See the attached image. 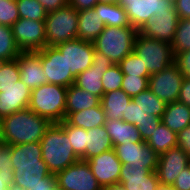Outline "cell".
I'll return each mask as SVG.
<instances>
[{
  "instance_id": "obj_59",
  "label": "cell",
  "mask_w": 190,
  "mask_h": 190,
  "mask_svg": "<svg viewBox=\"0 0 190 190\" xmlns=\"http://www.w3.org/2000/svg\"><path fill=\"white\" fill-rule=\"evenodd\" d=\"M51 190H62V189L57 184H55Z\"/></svg>"
},
{
  "instance_id": "obj_46",
  "label": "cell",
  "mask_w": 190,
  "mask_h": 190,
  "mask_svg": "<svg viewBox=\"0 0 190 190\" xmlns=\"http://www.w3.org/2000/svg\"><path fill=\"white\" fill-rule=\"evenodd\" d=\"M10 168H13L11 151L4 145L0 149V172L9 171Z\"/></svg>"
},
{
  "instance_id": "obj_43",
  "label": "cell",
  "mask_w": 190,
  "mask_h": 190,
  "mask_svg": "<svg viewBox=\"0 0 190 190\" xmlns=\"http://www.w3.org/2000/svg\"><path fill=\"white\" fill-rule=\"evenodd\" d=\"M174 63L178 66L180 73L190 78V50L174 53Z\"/></svg>"
},
{
  "instance_id": "obj_8",
  "label": "cell",
  "mask_w": 190,
  "mask_h": 190,
  "mask_svg": "<svg viewBox=\"0 0 190 190\" xmlns=\"http://www.w3.org/2000/svg\"><path fill=\"white\" fill-rule=\"evenodd\" d=\"M11 29L21 52L40 51L46 46L45 21L19 18Z\"/></svg>"
},
{
  "instance_id": "obj_10",
  "label": "cell",
  "mask_w": 190,
  "mask_h": 190,
  "mask_svg": "<svg viewBox=\"0 0 190 190\" xmlns=\"http://www.w3.org/2000/svg\"><path fill=\"white\" fill-rule=\"evenodd\" d=\"M40 59L47 83L69 87L75 78L71 75L65 57L55 46H45L40 50Z\"/></svg>"
},
{
  "instance_id": "obj_7",
  "label": "cell",
  "mask_w": 190,
  "mask_h": 190,
  "mask_svg": "<svg viewBox=\"0 0 190 190\" xmlns=\"http://www.w3.org/2000/svg\"><path fill=\"white\" fill-rule=\"evenodd\" d=\"M45 28L46 46H56L77 39L78 11L68 4L58 10L48 12Z\"/></svg>"
},
{
  "instance_id": "obj_9",
  "label": "cell",
  "mask_w": 190,
  "mask_h": 190,
  "mask_svg": "<svg viewBox=\"0 0 190 190\" xmlns=\"http://www.w3.org/2000/svg\"><path fill=\"white\" fill-rule=\"evenodd\" d=\"M55 177L62 190H101L90 165L82 159L58 172Z\"/></svg>"
},
{
  "instance_id": "obj_57",
  "label": "cell",
  "mask_w": 190,
  "mask_h": 190,
  "mask_svg": "<svg viewBox=\"0 0 190 190\" xmlns=\"http://www.w3.org/2000/svg\"><path fill=\"white\" fill-rule=\"evenodd\" d=\"M7 190H24V189L16 187V186H12V187H9Z\"/></svg>"
},
{
  "instance_id": "obj_49",
  "label": "cell",
  "mask_w": 190,
  "mask_h": 190,
  "mask_svg": "<svg viewBox=\"0 0 190 190\" xmlns=\"http://www.w3.org/2000/svg\"><path fill=\"white\" fill-rule=\"evenodd\" d=\"M46 10L51 12L63 8L69 4V0H37Z\"/></svg>"
},
{
  "instance_id": "obj_2",
  "label": "cell",
  "mask_w": 190,
  "mask_h": 190,
  "mask_svg": "<svg viewBox=\"0 0 190 190\" xmlns=\"http://www.w3.org/2000/svg\"><path fill=\"white\" fill-rule=\"evenodd\" d=\"M51 123L29 108L2 118V141L5 146L40 142Z\"/></svg>"
},
{
  "instance_id": "obj_11",
  "label": "cell",
  "mask_w": 190,
  "mask_h": 190,
  "mask_svg": "<svg viewBox=\"0 0 190 190\" xmlns=\"http://www.w3.org/2000/svg\"><path fill=\"white\" fill-rule=\"evenodd\" d=\"M183 79L178 66L173 63L163 71L150 75L148 88L166 104L176 102Z\"/></svg>"
},
{
  "instance_id": "obj_54",
  "label": "cell",
  "mask_w": 190,
  "mask_h": 190,
  "mask_svg": "<svg viewBox=\"0 0 190 190\" xmlns=\"http://www.w3.org/2000/svg\"><path fill=\"white\" fill-rule=\"evenodd\" d=\"M156 190H175L172 185L159 184Z\"/></svg>"
},
{
  "instance_id": "obj_50",
  "label": "cell",
  "mask_w": 190,
  "mask_h": 190,
  "mask_svg": "<svg viewBox=\"0 0 190 190\" xmlns=\"http://www.w3.org/2000/svg\"><path fill=\"white\" fill-rule=\"evenodd\" d=\"M99 3V0H69V5L77 11L88 10L94 8Z\"/></svg>"
},
{
  "instance_id": "obj_3",
  "label": "cell",
  "mask_w": 190,
  "mask_h": 190,
  "mask_svg": "<svg viewBox=\"0 0 190 190\" xmlns=\"http://www.w3.org/2000/svg\"><path fill=\"white\" fill-rule=\"evenodd\" d=\"M40 144L42 159L53 175L80 160L71 146L67 133L58 123H51L41 138Z\"/></svg>"
},
{
  "instance_id": "obj_25",
  "label": "cell",
  "mask_w": 190,
  "mask_h": 190,
  "mask_svg": "<svg viewBox=\"0 0 190 190\" xmlns=\"http://www.w3.org/2000/svg\"><path fill=\"white\" fill-rule=\"evenodd\" d=\"M161 122L178 134L190 125V107L178 101L167 103Z\"/></svg>"
},
{
  "instance_id": "obj_48",
  "label": "cell",
  "mask_w": 190,
  "mask_h": 190,
  "mask_svg": "<svg viewBox=\"0 0 190 190\" xmlns=\"http://www.w3.org/2000/svg\"><path fill=\"white\" fill-rule=\"evenodd\" d=\"M177 101L190 107V78L184 77Z\"/></svg>"
},
{
  "instance_id": "obj_47",
  "label": "cell",
  "mask_w": 190,
  "mask_h": 190,
  "mask_svg": "<svg viewBox=\"0 0 190 190\" xmlns=\"http://www.w3.org/2000/svg\"><path fill=\"white\" fill-rule=\"evenodd\" d=\"M173 5L179 19H190V0H175Z\"/></svg>"
},
{
  "instance_id": "obj_53",
  "label": "cell",
  "mask_w": 190,
  "mask_h": 190,
  "mask_svg": "<svg viewBox=\"0 0 190 190\" xmlns=\"http://www.w3.org/2000/svg\"><path fill=\"white\" fill-rule=\"evenodd\" d=\"M101 190H126L121 184H112L101 187Z\"/></svg>"
},
{
  "instance_id": "obj_45",
  "label": "cell",
  "mask_w": 190,
  "mask_h": 190,
  "mask_svg": "<svg viewBox=\"0 0 190 190\" xmlns=\"http://www.w3.org/2000/svg\"><path fill=\"white\" fill-rule=\"evenodd\" d=\"M177 146L190 156V125L177 134Z\"/></svg>"
},
{
  "instance_id": "obj_6",
  "label": "cell",
  "mask_w": 190,
  "mask_h": 190,
  "mask_svg": "<svg viewBox=\"0 0 190 190\" xmlns=\"http://www.w3.org/2000/svg\"><path fill=\"white\" fill-rule=\"evenodd\" d=\"M134 53L142 59L144 68L150 75L161 72L174 63V52L170 43L148 38L137 33L134 41Z\"/></svg>"
},
{
  "instance_id": "obj_58",
  "label": "cell",
  "mask_w": 190,
  "mask_h": 190,
  "mask_svg": "<svg viewBox=\"0 0 190 190\" xmlns=\"http://www.w3.org/2000/svg\"><path fill=\"white\" fill-rule=\"evenodd\" d=\"M0 140H2V118H0Z\"/></svg>"
},
{
  "instance_id": "obj_60",
  "label": "cell",
  "mask_w": 190,
  "mask_h": 190,
  "mask_svg": "<svg viewBox=\"0 0 190 190\" xmlns=\"http://www.w3.org/2000/svg\"><path fill=\"white\" fill-rule=\"evenodd\" d=\"M4 146V143L2 140H0V149Z\"/></svg>"
},
{
  "instance_id": "obj_13",
  "label": "cell",
  "mask_w": 190,
  "mask_h": 190,
  "mask_svg": "<svg viewBox=\"0 0 190 190\" xmlns=\"http://www.w3.org/2000/svg\"><path fill=\"white\" fill-rule=\"evenodd\" d=\"M65 57L71 75L76 78L78 74L87 70L93 63L94 45L81 39L70 40L55 46Z\"/></svg>"
},
{
  "instance_id": "obj_36",
  "label": "cell",
  "mask_w": 190,
  "mask_h": 190,
  "mask_svg": "<svg viewBox=\"0 0 190 190\" xmlns=\"http://www.w3.org/2000/svg\"><path fill=\"white\" fill-rule=\"evenodd\" d=\"M171 46L174 53L190 50V19H179Z\"/></svg>"
},
{
  "instance_id": "obj_51",
  "label": "cell",
  "mask_w": 190,
  "mask_h": 190,
  "mask_svg": "<svg viewBox=\"0 0 190 190\" xmlns=\"http://www.w3.org/2000/svg\"><path fill=\"white\" fill-rule=\"evenodd\" d=\"M14 169L10 168L9 171L0 172V190H7L13 186Z\"/></svg>"
},
{
  "instance_id": "obj_34",
  "label": "cell",
  "mask_w": 190,
  "mask_h": 190,
  "mask_svg": "<svg viewBox=\"0 0 190 190\" xmlns=\"http://www.w3.org/2000/svg\"><path fill=\"white\" fill-rule=\"evenodd\" d=\"M20 18L45 21L47 12L37 0H16Z\"/></svg>"
},
{
  "instance_id": "obj_12",
  "label": "cell",
  "mask_w": 190,
  "mask_h": 190,
  "mask_svg": "<svg viewBox=\"0 0 190 190\" xmlns=\"http://www.w3.org/2000/svg\"><path fill=\"white\" fill-rule=\"evenodd\" d=\"M113 149L122 165L144 167L156 172L159 155L146 142L113 145Z\"/></svg>"
},
{
  "instance_id": "obj_27",
  "label": "cell",
  "mask_w": 190,
  "mask_h": 190,
  "mask_svg": "<svg viewBox=\"0 0 190 190\" xmlns=\"http://www.w3.org/2000/svg\"><path fill=\"white\" fill-rule=\"evenodd\" d=\"M65 121L69 125L83 128L85 130L93 129L105 125L104 110L101 106L92 107L87 110L70 113Z\"/></svg>"
},
{
  "instance_id": "obj_40",
  "label": "cell",
  "mask_w": 190,
  "mask_h": 190,
  "mask_svg": "<svg viewBox=\"0 0 190 190\" xmlns=\"http://www.w3.org/2000/svg\"><path fill=\"white\" fill-rule=\"evenodd\" d=\"M19 18L16 0H0V25L11 27Z\"/></svg>"
},
{
  "instance_id": "obj_28",
  "label": "cell",
  "mask_w": 190,
  "mask_h": 190,
  "mask_svg": "<svg viewBox=\"0 0 190 190\" xmlns=\"http://www.w3.org/2000/svg\"><path fill=\"white\" fill-rule=\"evenodd\" d=\"M94 9L105 26L132 27L124 7L118 3H98Z\"/></svg>"
},
{
  "instance_id": "obj_42",
  "label": "cell",
  "mask_w": 190,
  "mask_h": 190,
  "mask_svg": "<svg viewBox=\"0 0 190 190\" xmlns=\"http://www.w3.org/2000/svg\"><path fill=\"white\" fill-rule=\"evenodd\" d=\"M160 123L161 118L154 115H149L147 119L141 122V125L137 126V129L144 142H146L151 137V135H153V131L157 129Z\"/></svg>"
},
{
  "instance_id": "obj_32",
  "label": "cell",
  "mask_w": 190,
  "mask_h": 190,
  "mask_svg": "<svg viewBox=\"0 0 190 190\" xmlns=\"http://www.w3.org/2000/svg\"><path fill=\"white\" fill-rule=\"evenodd\" d=\"M68 135V139L71 142V146L75 154L82 160L86 161V136L87 130L69 125L65 120L58 123Z\"/></svg>"
},
{
  "instance_id": "obj_20",
  "label": "cell",
  "mask_w": 190,
  "mask_h": 190,
  "mask_svg": "<svg viewBox=\"0 0 190 190\" xmlns=\"http://www.w3.org/2000/svg\"><path fill=\"white\" fill-rule=\"evenodd\" d=\"M119 184L126 190H156L160 183L156 172L144 167L122 165Z\"/></svg>"
},
{
  "instance_id": "obj_16",
  "label": "cell",
  "mask_w": 190,
  "mask_h": 190,
  "mask_svg": "<svg viewBox=\"0 0 190 190\" xmlns=\"http://www.w3.org/2000/svg\"><path fill=\"white\" fill-rule=\"evenodd\" d=\"M188 165L190 156L178 146L160 154L156 168L159 183L173 186L179 174Z\"/></svg>"
},
{
  "instance_id": "obj_56",
  "label": "cell",
  "mask_w": 190,
  "mask_h": 190,
  "mask_svg": "<svg viewBox=\"0 0 190 190\" xmlns=\"http://www.w3.org/2000/svg\"><path fill=\"white\" fill-rule=\"evenodd\" d=\"M136 0H118V4H120L121 6H124L125 4L129 3V2H133Z\"/></svg>"
},
{
  "instance_id": "obj_18",
  "label": "cell",
  "mask_w": 190,
  "mask_h": 190,
  "mask_svg": "<svg viewBox=\"0 0 190 190\" xmlns=\"http://www.w3.org/2000/svg\"><path fill=\"white\" fill-rule=\"evenodd\" d=\"M173 6L169 0H136L125 4L126 11L132 27L138 31L149 22L154 14L168 11Z\"/></svg>"
},
{
  "instance_id": "obj_19",
  "label": "cell",
  "mask_w": 190,
  "mask_h": 190,
  "mask_svg": "<svg viewBox=\"0 0 190 190\" xmlns=\"http://www.w3.org/2000/svg\"><path fill=\"white\" fill-rule=\"evenodd\" d=\"M30 99L31 90L20 80L7 88H0V118L28 108Z\"/></svg>"
},
{
  "instance_id": "obj_26",
  "label": "cell",
  "mask_w": 190,
  "mask_h": 190,
  "mask_svg": "<svg viewBox=\"0 0 190 190\" xmlns=\"http://www.w3.org/2000/svg\"><path fill=\"white\" fill-rule=\"evenodd\" d=\"M101 98L78 88L74 84L67 87L66 95V117L70 113L87 110L92 107L99 106Z\"/></svg>"
},
{
  "instance_id": "obj_24",
  "label": "cell",
  "mask_w": 190,
  "mask_h": 190,
  "mask_svg": "<svg viewBox=\"0 0 190 190\" xmlns=\"http://www.w3.org/2000/svg\"><path fill=\"white\" fill-rule=\"evenodd\" d=\"M113 145L144 142L136 126L123 120H106L105 125Z\"/></svg>"
},
{
  "instance_id": "obj_23",
  "label": "cell",
  "mask_w": 190,
  "mask_h": 190,
  "mask_svg": "<svg viewBox=\"0 0 190 190\" xmlns=\"http://www.w3.org/2000/svg\"><path fill=\"white\" fill-rule=\"evenodd\" d=\"M104 27L105 25L100 21L99 13L94 8L78 11L77 39L93 43Z\"/></svg>"
},
{
  "instance_id": "obj_5",
  "label": "cell",
  "mask_w": 190,
  "mask_h": 190,
  "mask_svg": "<svg viewBox=\"0 0 190 190\" xmlns=\"http://www.w3.org/2000/svg\"><path fill=\"white\" fill-rule=\"evenodd\" d=\"M138 30L134 27L105 26L93 42L94 49L109 58L113 64H119L133 52Z\"/></svg>"
},
{
  "instance_id": "obj_39",
  "label": "cell",
  "mask_w": 190,
  "mask_h": 190,
  "mask_svg": "<svg viewBox=\"0 0 190 190\" xmlns=\"http://www.w3.org/2000/svg\"><path fill=\"white\" fill-rule=\"evenodd\" d=\"M149 87V77L124 76L121 89L134 98Z\"/></svg>"
},
{
  "instance_id": "obj_41",
  "label": "cell",
  "mask_w": 190,
  "mask_h": 190,
  "mask_svg": "<svg viewBox=\"0 0 190 190\" xmlns=\"http://www.w3.org/2000/svg\"><path fill=\"white\" fill-rule=\"evenodd\" d=\"M148 116L149 114L141 110V108L138 105L134 104V102L131 101L128 104L127 109L123 115V121L128 122L137 127L141 125V122L147 119Z\"/></svg>"
},
{
  "instance_id": "obj_1",
  "label": "cell",
  "mask_w": 190,
  "mask_h": 190,
  "mask_svg": "<svg viewBox=\"0 0 190 190\" xmlns=\"http://www.w3.org/2000/svg\"><path fill=\"white\" fill-rule=\"evenodd\" d=\"M11 151L14 169L13 186L27 190L36 185H47L55 176L42 159L40 142L7 146Z\"/></svg>"
},
{
  "instance_id": "obj_22",
  "label": "cell",
  "mask_w": 190,
  "mask_h": 190,
  "mask_svg": "<svg viewBox=\"0 0 190 190\" xmlns=\"http://www.w3.org/2000/svg\"><path fill=\"white\" fill-rule=\"evenodd\" d=\"M132 98L122 89L104 93L101 97V106L105 120H123V115Z\"/></svg>"
},
{
  "instance_id": "obj_15",
  "label": "cell",
  "mask_w": 190,
  "mask_h": 190,
  "mask_svg": "<svg viewBox=\"0 0 190 190\" xmlns=\"http://www.w3.org/2000/svg\"><path fill=\"white\" fill-rule=\"evenodd\" d=\"M112 65L109 58L94 49L92 66L77 75L74 85L101 98L104 94L102 76Z\"/></svg>"
},
{
  "instance_id": "obj_17",
  "label": "cell",
  "mask_w": 190,
  "mask_h": 190,
  "mask_svg": "<svg viewBox=\"0 0 190 190\" xmlns=\"http://www.w3.org/2000/svg\"><path fill=\"white\" fill-rule=\"evenodd\" d=\"M93 175L101 187L119 183L122 163L114 149L102 152L87 160Z\"/></svg>"
},
{
  "instance_id": "obj_30",
  "label": "cell",
  "mask_w": 190,
  "mask_h": 190,
  "mask_svg": "<svg viewBox=\"0 0 190 190\" xmlns=\"http://www.w3.org/2000/svg\"><path fill=\"white\" fill-rule=\"evenodd\" d=\"M146 144L160 155L171 148L177 147V134L161 122L157 129L153 131V135L146 141Z\"/></svg>"
},
{
  "instance_id": "obj_33",
  "label": "cell",
  "mask_w": 190,
  "mask_h": 190,
  "mask_svg": "<svg viewBox=\"0 0 190 190\" xmlns=\"http://www.w3.org/2000/svg\"><path fill=\"white\" fill-rule=\"evenodd\" d=\"M21 51L17 47L10 26L0 25V59L11 61L18 58Z\"/></svg>"
},
{
  "instance_id": "obj_61",
  "label": "cell",
  "mask_w": 190,
  "mask_h": 190,
  "mask_svg": "<svg viewBox=\"0 0 190 190\" xmlns=\"http://www.w3.org/2000/svg\"><path fill=\"white\" fill-rule=\"evenodd\" d=\"M4 62H5L4 60L0 59V68L3 65Z\"/></svg>"
},
{
  "instance_id": "obj_44",
  "label": "cell",
  "mask_w": 190,
  "mask_h": 190,
  "mask_svg": "<svg viewBox=\"0 0 190 190\" xmlns=\"http://www.w3.org/2000/svg\"><path fill=\"white\" fill-rule=\"evenodd\" d=\"M173 188L175 190H190V165L179 174Z\"/></svg>"
},
{
  "instance_id": "obj_52",
  "label": "cell",
  "mask_w": 190,
  "mask_h": 190,
  "mask_svg": "<svg viewBox=\"0 0 190 190\" xmlns=\"http://www.w3.org/2000/svg\"><path fill=\"white\" fill-rule=\"evenodd\" d=\"M56 184V177L54 176L47 185H36L28 188L27 190H51Z\"/></svg>"
},
{
  "instance_id": "obj_4",
  "label": "cell",
  "mask_w": 190,
  "mask_h": 190,
  "mask_svg": "<svg viewBox=\"0 0 190 190\" xmlns=\"http://www.w3.org/2000/svg\"><path fill=\"white\" fill-rule=\"evenodd\" d=\"M67 87L45 83L31 90L29 109L50 123H60L66 118Z\"/></svg>"
},
{
  "instance_id": "obj_35",
  "label": "cell",
  "mask_w": 190,
  "mask_h": 190,
  "mask_svg": "<svg viewBox=\"0 0 190 190\" xmlns=\"http://www.w3.org/2000/svg\"><path fill=\"white\" fill-rule=\"evenodd\" d=\"M118 65L124 76L150 77L147 69L144 68L142 59L134 51L128 54Z\"/></svg>"
},
{
  "instance_id": "obj_29",
  "label": "cell",
  "mask_w": 190,
  "mask_h": 190,
  "mask_svg": "<svg viewBox=\"0 0 190 190\" xmlns=\"http://www.w3.org/2000/svg\"><path fill=\"white\" fill-rule=\"evenodd\" d=\"M87 134L86 161L94 156H98L102 152L113 149V144L105 126L88 129Z\"/></svg>"
},
{
  "instance_id": "obj_14",
  "label": "cell",
  "mask_w": 190,
  "mask_h": 190,
  "mask_svg": "<svg viewBox=\"0 0 190 190\" xmlns=\"http://www.w3.org/2000/svg\"><path fill=\"white\" fill-rule=\"evenodd\" d=\"M179 16L174 5L168 11L154 14L138 32L145 37L172 43L178 26Z\"/></svg>"
},
{
  "instance_id": "obj_38",
  "label": "cell",
  "mask_w": 190,
  "mask_h": 190,
  "mask_svg": "<svg viewBox=\"0 0 190 190\" xmlns=\"http://www.w3.org/2000/svg\"><path fill=\"white\" fill-rule=\"evenodd\" d=\"M124 74L118 64H113L102 76L104 93L121 89Z\"/></svg>"
},
{
  "instance_id": "obj_55",
  "label": "cell",
  "mask_w": 190,
  "mask_h": 190,
  "mask_svg": "<svg viewBox=\"0 0 190 190\" xmlns=\"http://www.w3.org/2000/svg\"><path fill=\"white\" fill-rule=\"evenodd\" d=\"M99 3L112 4L118 3V0H99Z\"/></svg>"
},
{
  "instance_id": "obj_37",
  "label": "cell",
  "mask_w": 190,
  "mask_h": 190,
  "mask_svg": "<svg viewBox=\"0 0 190 190\" xmlns=\"http://www.w3.org/2000/svg\"><path fill=\"white\" fill-rule=\"evenodd\" d=\"M20 67L17 60L5 61L0 68V88H7L20 80Z\"/></svg>"
},
{
  "instance_id": "obj_21",
  "label": "cell",
  "mask_w": 190,
  "mask_h": 190,
  "mask_svg": "<svg viewBox=\"0 0 190 190\" xmlns=\"http://www.w3.org/2000/svg\"><path fill=\"white\" fill-rule=\"evenodd\" d=\"M16 60L20 67V81L30 90L47 83L41 64L40 51L21 52Z\"/></svg>"
},
{
  "instance_id": "obj_31",
  "label": "cell",
  "mask_w": 190,
  "mask_h": 190,
  "mask_svg": "<svg viewBox=\"0 0 190 190\" xmlns=\"http://www.w3.org/2000/svg\"><path fill=\"white\" fill-rule=\"evenodd\" d=\"M132 101L147 114L159 118L162 117L166 107V103L159 99L149 88L137 94L132 98Z\"/></svg>"
}]
</instances>
